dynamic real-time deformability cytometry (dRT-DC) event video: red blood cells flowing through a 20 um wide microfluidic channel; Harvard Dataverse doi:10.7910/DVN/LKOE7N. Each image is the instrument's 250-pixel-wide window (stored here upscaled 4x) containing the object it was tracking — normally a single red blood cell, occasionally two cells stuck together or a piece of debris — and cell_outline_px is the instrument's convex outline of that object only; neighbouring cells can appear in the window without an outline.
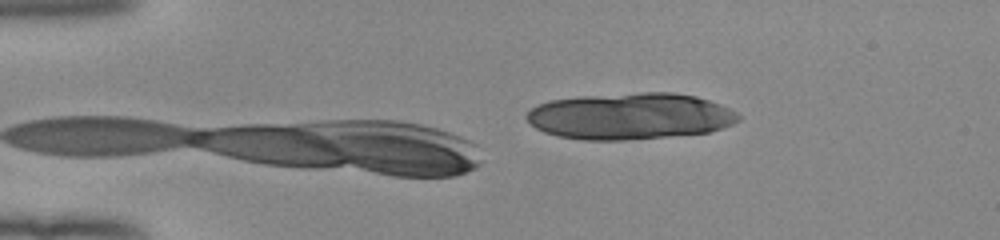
{"species": "human", "species_latin": "Homo sapiens", "temperature_condition": "room temperature", "stored_images_in_passage": 6, "camera_frame_rate_fps": 3000, "um_per_image_px": 0.085, "donor": {"sex": "female"}, "frame": {"image": 1, "passage_image": 6, "time_ms": 1.667, "image_size_px": [1000, 240], "cell_outline_px": [[740, 120], [732, 124], [708, 132], [624, 140], [584, 140], [556, 136], [544, 132], [536, 128], [524, 116], [532, 108], [548, 100], [580, 96], [640, 92], [672, 92], [696, 96], [720, 104], [736, 112], [740, 116]], "centroid_in_image_um": [53.53, 9.87], "position_along_channel_um": 31.5, "area_um2": 57.28}}